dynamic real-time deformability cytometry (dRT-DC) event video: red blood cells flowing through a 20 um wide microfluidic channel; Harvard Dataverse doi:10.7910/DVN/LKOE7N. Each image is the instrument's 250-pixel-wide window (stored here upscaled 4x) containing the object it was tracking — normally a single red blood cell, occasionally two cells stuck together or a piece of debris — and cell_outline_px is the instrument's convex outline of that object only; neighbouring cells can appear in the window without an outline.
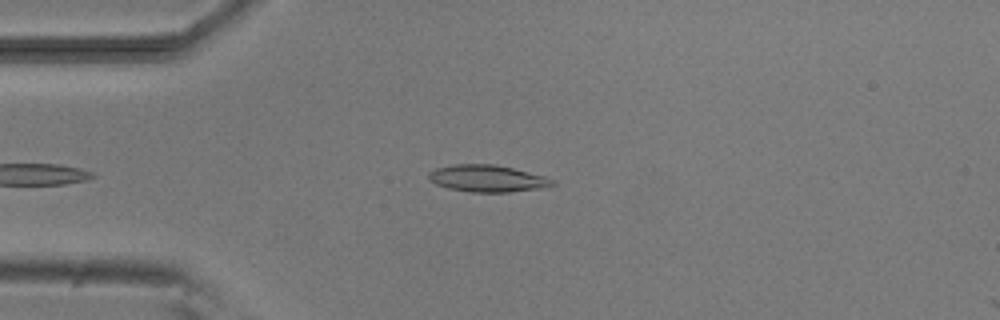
{"species": "common noctule bat (a hibernating species)", "species_latin": "Nyctalus noctula", "temperature_condition": "room temperature", "stored_images_in_passage": 6, "camera_frame_rate_fps": 3000, "um_per_image_px": 0.085, "animal": {"sex": "male", "body_mass_g": 20.5, "forearm_length_mm": 52.5}, "frame": {"image": 1, "passage_image": 5, "time_ms": 5.333, "image_size_px": [1000, 320], "cell_outline_px": [[556, 184], [548, 188], [508, 192], [472, 192], [448, 188], [436, 184], [428, 180], [428, 172], [436, 168], [452, 164], [496, 164], [544, 176], [556, 180]], "centroid_in_image_um": [41.45, 15.17], "position_along_channel_um": 43.5, "area_um2": 19.65}}